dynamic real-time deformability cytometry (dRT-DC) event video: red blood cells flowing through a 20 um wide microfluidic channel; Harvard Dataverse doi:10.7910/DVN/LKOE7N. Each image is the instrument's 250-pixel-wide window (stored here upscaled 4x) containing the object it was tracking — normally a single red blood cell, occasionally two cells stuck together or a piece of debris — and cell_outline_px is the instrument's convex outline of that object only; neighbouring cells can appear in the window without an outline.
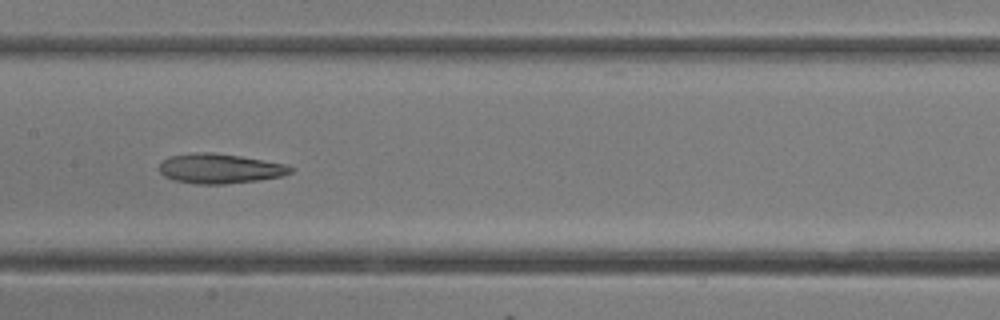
{"species": "common noctule bat (a hibernating species)", "species_latin": "Nyctalus noctula", "temperature_condition": "room temperature", "stored_images_in_passage": 18, "camera_frame_rate_fps": 3000, "um_per_image_px": 0.085, "animal": {"sex": "female"}, "frame": {"image": 1, "passage_image": 6, "time_ms": 1.667, "image_size_px": [1000, 320], "cell_outline_px": [[292, 172], [280, 176], [256, 180], [224, 184], [200, 184], [172, 180], [164, 176], [160, 172], [160, 164], [164, 160], [172, 156], [196, 152], [212, 152], [240, 156], [288, 164], [292, 168]], "centroid_in_image_um": [18.69, 14.32], "position_along_channel_um": 188.7, "area_um2": 22.54}}
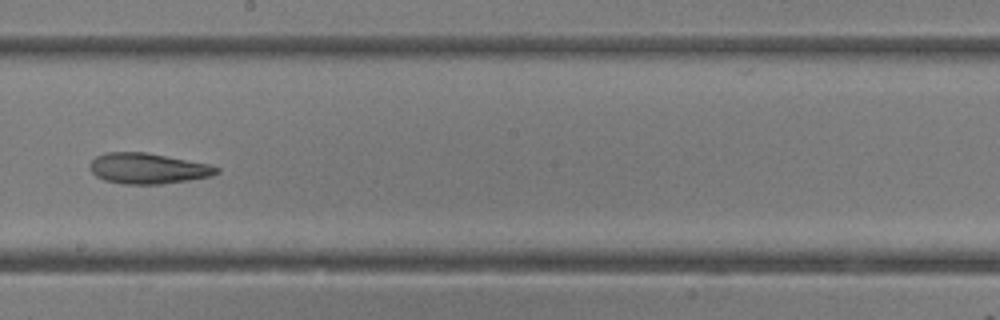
{"frame": {"image": 2, "passage_image": 8, "time_ms": 2.333, "image_size_px": [1000, 320], "cell_outline_px": [[220, 172], [212, 176], [188, 180], [160, 184], [124, 184], [104, 180], [96, 176], [88, 168], [88, 164], [96, 156], [104, 152], [144, 152], [208, 164], [220, 168]], "centroid_in_image_um": [12.53, 14.32], "position_along_channel_um": 235.7, "area_um2": 22.6}}
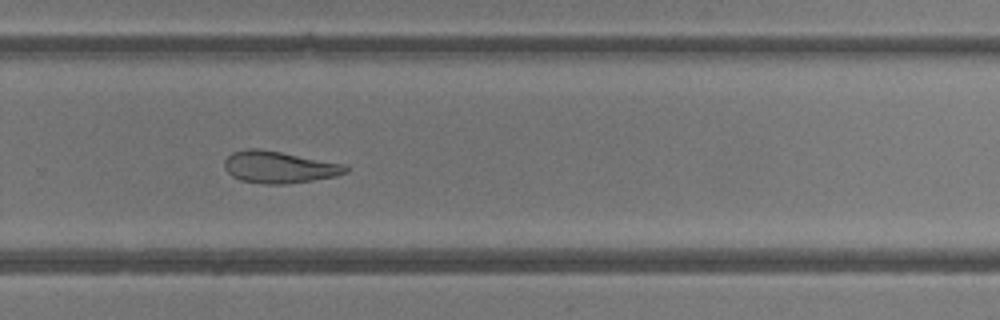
{"frame": {"image": 3, "passage_image": 11, "time_ms": 3.333, "image_size_px": [1000, 320], "cell_outline_px": [[348, 172], [336, 176], [288, 184], [264, 184], [240, 180], [232, 176], [224, 168], [224, 160], [232, 152], [248, 148], [256, 148], [280, 152], [344, 164], [348, 168]], "centroid_in_image_um": [23.69, 14.21], "position_along_channel_um": 306.1, "area_um2": 22.43}}